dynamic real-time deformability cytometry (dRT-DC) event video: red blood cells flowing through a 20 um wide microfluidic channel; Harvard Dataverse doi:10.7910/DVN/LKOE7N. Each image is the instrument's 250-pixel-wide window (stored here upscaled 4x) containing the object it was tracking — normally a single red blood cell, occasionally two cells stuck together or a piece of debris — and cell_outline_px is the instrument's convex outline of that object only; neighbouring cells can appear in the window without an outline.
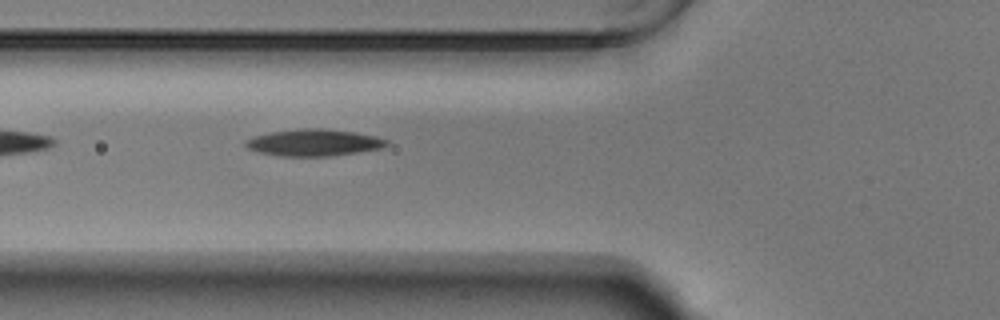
{"species": "Egyptian fruit bat (a non-hibernating species)", "species_latin": "Rousettus aegyptiacus", "temperature_condition": "warm", "stored_images_in_passage": 39, "segment_of_instrument_passage": [1, 2], "camera_frame_rate_fps": 3000, "um_per_image_px": 0.085, "animal": {"sex": "male"}, "frame": {"image": 1, "passage_image": 4, "time_ms": 1.0, "image_size_px": [1000, 320], "cell_outline_px": [[388, 144], [380, 148], [356, 152], [328, 156], [280, 156], [260, 152], [248, 148], [244, 144], [244, 140], [252, 136], [272, 132], [300, 128], [320, 128], [356, 132], [376, 136], [388, 140]], "centroid_in_image_um": [26.64, 12.11], "position_along_channel_um": 99.2, "area_um2": 21.91}}
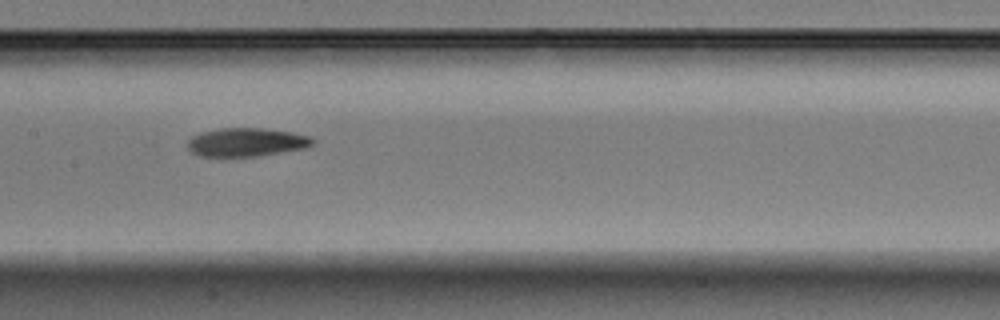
{"frame": {"image": 2, "passage_image": 11, "time_ms": 3.333, "image_size_px": [1000, 320], "cell_outline_px": [[316, 144], [304, 148], [260, 156], [224, 160], [220, 160], [200, 156], [192, 152], [188, 148], [188, 140], [192, 136], [200, 132], [220, 128], [264, 128], [292, 132], [308, 136], [316, 140]], "centroid_in_image_um": [20.9, 12.13], "position_along_channel_um": 186.5, "area_um2": 21.79}}
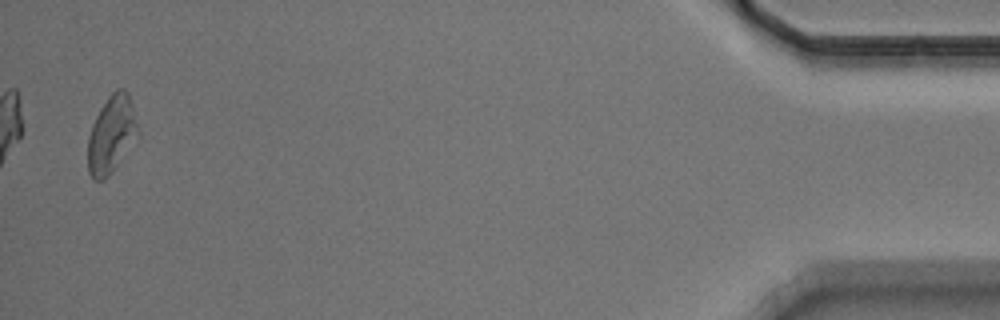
{"frame": {"image": 3, "passage_image": 37, "time_ms": 12.0, "image_size_px": [1000, 320], "cell_outline_px": [[140, 132], [112, 172], [104, 180], [96, 180], [88, 172], [88, 140], [92, 124], [100, 108], [108, 96], [116, 88], [124, 88], [128, 92]], "centroid_in_image_um": [9.48, 11.4], "position_along_channel_um": 425.7, "area_um2": 22.37}}